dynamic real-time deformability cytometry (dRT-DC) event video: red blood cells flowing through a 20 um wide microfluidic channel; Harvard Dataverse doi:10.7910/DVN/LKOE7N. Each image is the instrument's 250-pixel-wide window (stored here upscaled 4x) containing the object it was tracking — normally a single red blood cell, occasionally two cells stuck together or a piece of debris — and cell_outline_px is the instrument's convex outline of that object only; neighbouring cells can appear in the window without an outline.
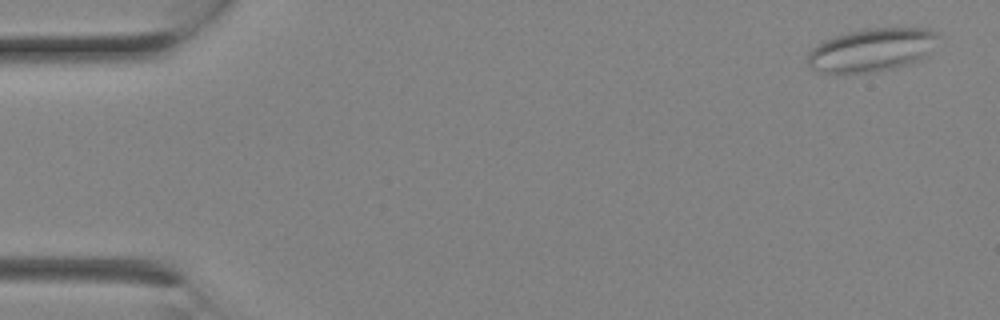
{"species": "Egyptian fruit bat (a non-hibernating species)", "species_latin": "Rousettus aegyptiacus", "temperature_condition": "room temperature", "stored_images_in_passage": 2, "camera_frame_rate_fps": 3000, "um_per_image_px": 0.085, "animal": {"sex": "female"}, "frame": {"image": 1, "passage_image": 1, "time_ms": 0.0, "image_size_px": [1000, 320], "cell_outline_px": [[944, 36], [920, 60], [912, 64], [892, 68], [868, 72], [820, 72], [812, 68], [808, 64], [808, 52], [816, 44], [824, 40], [836, 36], [868, 28], [928, 28]], "centroid_in_image_um": [74.16, 4.23], "position_along_channel_um": 10.8, "area_um2": 32.77}}